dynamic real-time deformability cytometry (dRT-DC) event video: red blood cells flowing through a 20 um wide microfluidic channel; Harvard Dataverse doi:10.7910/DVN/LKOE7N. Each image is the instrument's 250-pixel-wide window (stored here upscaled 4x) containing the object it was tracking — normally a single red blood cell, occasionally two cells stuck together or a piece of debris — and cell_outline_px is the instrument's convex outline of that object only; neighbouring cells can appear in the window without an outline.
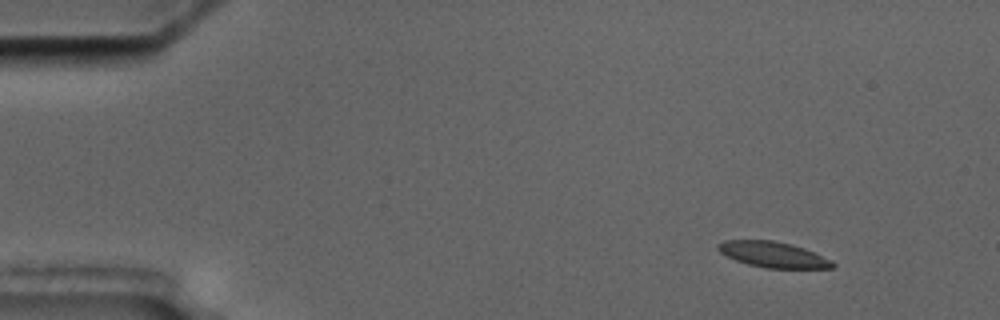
{"species": "common noctule bat (a hibernating species)", "species_latin": "Nyctalus noctula", "temperature_condition": "cold", "stored_images_in_passage": 13, "segment_of_instrument_passage": [1, 2], "camera_frame_rate_fps": 3000, "um_per_image_px": 0.085, "animal": {"sex": "male", "body_mass_g": 17.5, "forearm_length_mm": 52.3}, "frame": {"image": 1, "passage_image": 1, "time_ms": 0.0, "image_size_px": [1000, 320], "cell_outline_px": [[836, 264], [832, 268], [768, 268], [748, 264], [736, 260], [720, 252], [716, 248], [716, 244], [724, 240], [772, 240], [792, 244], [804, 248], [832, 260]], "centroid_in_image_um": [65.71, 21.63], "position_along_channel_um": 19.3, "area_um2": 17.11}}
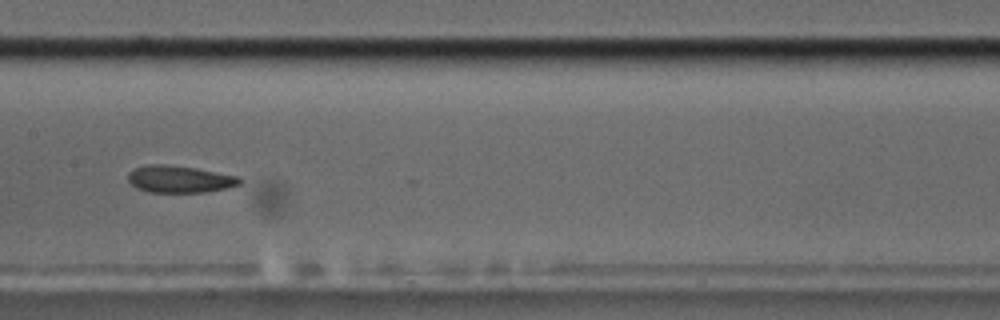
{"frame": {"image": 2, "passage_image": 7, "time_ms": 7.667, "image_size_px": [1000, 320], "cell_outline_px": [[244, 180], [240, 184], [228, 188], [204, 192], [148, 192], [136, 188], [128, 180], [128, 172], [132, 168], [148, 164], [164, 164], [196, 168], [240, 176]], "centroid_in_image_um": [15.28, 15.22], "position_along_channel_um": 192.1, "area_um2": 17.86}}
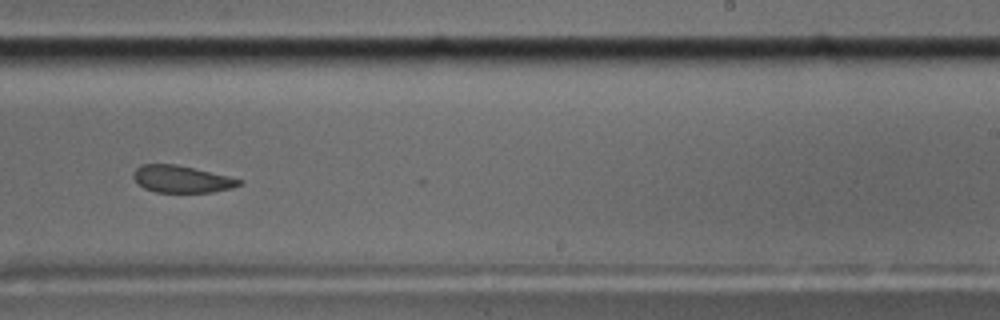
{"frame": {"image": 3, "passage_image": 9, "time_ms": 10.0, "image_size_px": [1000, 320], "cell_outline_px": [[244, 184], [232, 188], [212, 192], [156, 192], [144, 188], [132, 176], [132, 172], [140, 164], [176, 164], [228, 176], [244, 180]], "centroid_in_image_um": [15.46, 15.22], "position_along_channel_um": 273.5, "area_um2": 16.7}}